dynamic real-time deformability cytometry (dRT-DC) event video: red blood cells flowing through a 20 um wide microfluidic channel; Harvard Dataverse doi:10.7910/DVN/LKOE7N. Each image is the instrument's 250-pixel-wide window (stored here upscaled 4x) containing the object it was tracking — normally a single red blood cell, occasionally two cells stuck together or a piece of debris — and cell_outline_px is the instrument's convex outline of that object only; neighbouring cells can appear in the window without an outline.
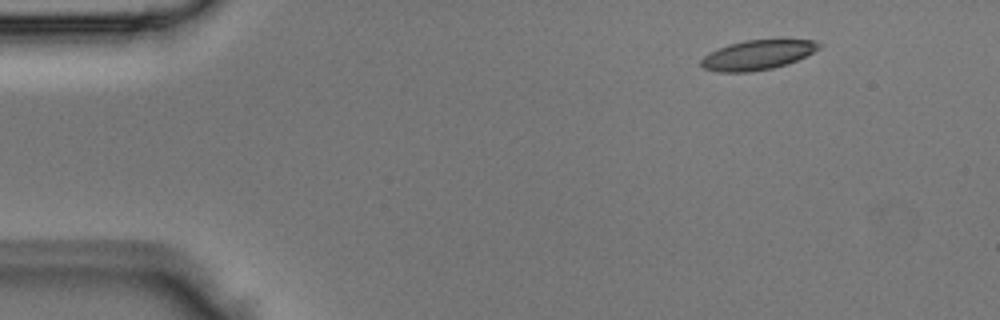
{"species": "Egyptian fruit bat (a non-hibernating species)", "species_latin": "Rousettus aegyptiacus", "temperature_condition": "room temperature", "stored_images_in_passage": 3, "camera_frame_rate_fps": 3000, "um_per_image_px": 0.085, "animal": {"sex": "male"}, "frame": {"image": 1, "passage_image": 1, "time_ms": 0.0, "image_size_px": [1000, 320], "cell_outline_px": [[820, 48], [796, 60], [772, 68], [748, 72], [716, 72], [704, 68], [700, 64], [700, 60], [708, 52], [728, 44], [744, 40], [816, 40], [820, 44]], "centroid_in_image_um": [64.32, 4.67], "position_along_channel_um": 20.7, "area_um2": 20.17}}
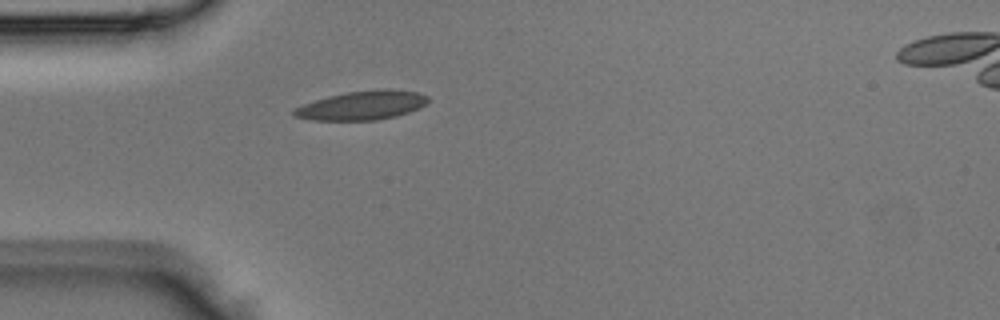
{"frame": {"image": 2, "passage_image": 3, "time_ms": 0.667, "image_size_px": [1000, 320], "cell_outline_px": [[428, 100], [424, 104], [408, 112], [396, 116], [376, 120], [312, 120], [292, 116], [292, 108], [328, 96], [348, 92], [416, 92], [428, 96]], "centroid_in_image_um": [30.64, 9.02], "position_along_channel_um": 54.4, "area_um2": 21.44}}